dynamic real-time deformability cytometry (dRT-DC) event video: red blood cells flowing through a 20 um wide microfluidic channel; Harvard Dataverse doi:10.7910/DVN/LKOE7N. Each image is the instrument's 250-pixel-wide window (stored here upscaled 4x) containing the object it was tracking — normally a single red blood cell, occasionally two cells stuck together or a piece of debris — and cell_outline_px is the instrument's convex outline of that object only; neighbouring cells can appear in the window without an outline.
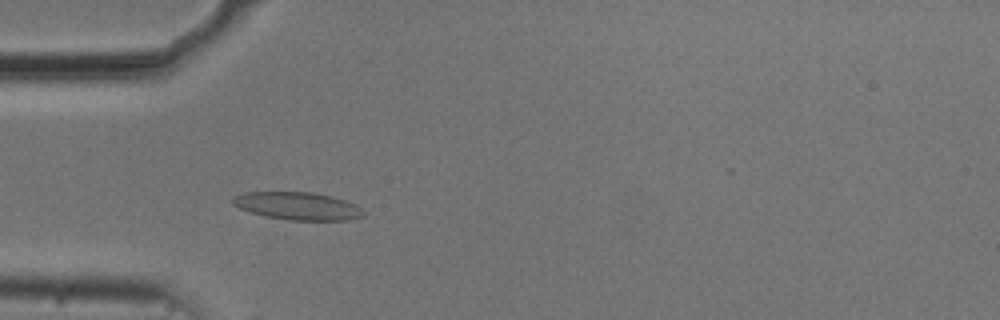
{"species": "common noctule bat (a hibernating species)", "species_latin": "Nyctalus noctula", "temperature_condition": "cold", "stored_images_in_passage": 54, "camera_frame_rate_fps": 3000, "um_per_image_px": 0.085, "animal": {"sex": "male", "body_mass_g": 20.5, "forearm_length_mm": 52.5}, "frame": {"image": 1, "passage_image": 16, "time_ms": 5.0, "image_size_px": [1000, 320], "cell_outline_px": [[364, 216], [348, 220], [288, 220], [264, 216], [248, 212], [232, 204], [232, 196], [244, 192], [312, 192], [332, 196], [356, 204], [364, 212]], "centroid_in_image_um": [25.27, 17.51], "position_along_channel_um": 59.7, "area_um2": 21.27}}
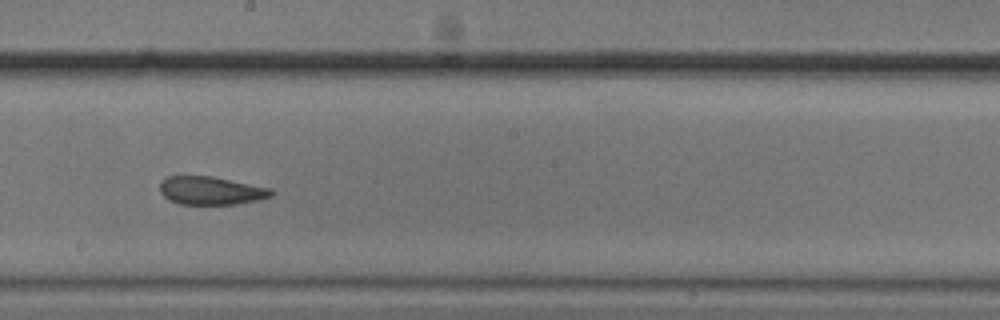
{"frame": {"image": 2, "passage_image": 30, "time_ms": 9.667, "image_size_px": [1000, 320], "cell_outline_px": [[276, 192], [272, 196], [260, 200], [236, 204], [180, 204], [168, 200], [160, 192], [160, 184], [168, 176], [212, 176], [272, 188]], "centroid_in_image_um": [17.98, 16.21], "position_along_channel_um": 230.2, "area_um2": 18.44}}
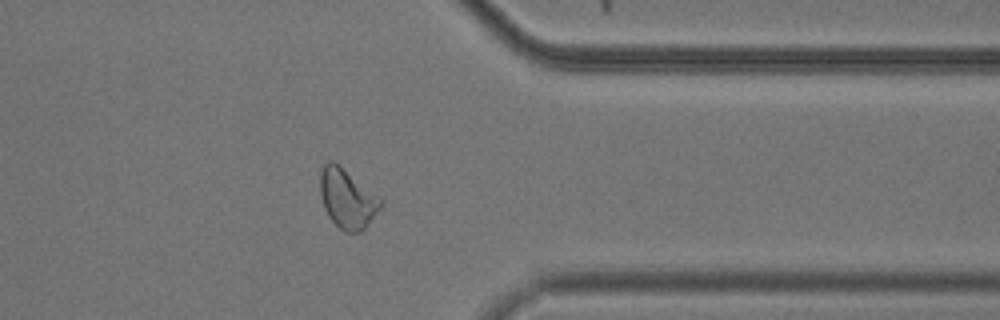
{"frame": {"image": 3, "passage_image": 43, "time_ms": 14.0, "image_size_px": [1000, 320], "cell_outline_px": [[384, 204], [368, 224], [360, 232], [344, 232], [328, 216], [324, 208], [320, 192], [320, 168], [328, 160], [332, 160], [380, 196], [384, 200]], "centroid_in_image_um": [29.53, 16.87], "position_along_channel_um": 381.9, "area_um2": 20.98}, "authors_computed_cell_mechanics": {"area_um2": 21.1259, "velocity_mm_per_s": 3.7036, "shape_relaxation_time_tau1_ms": null, "shape_relaxation_time_tau2_ms": 3.1975, "deformation_change_tau1": null, "deformation_change_tau2": 0.0798}}